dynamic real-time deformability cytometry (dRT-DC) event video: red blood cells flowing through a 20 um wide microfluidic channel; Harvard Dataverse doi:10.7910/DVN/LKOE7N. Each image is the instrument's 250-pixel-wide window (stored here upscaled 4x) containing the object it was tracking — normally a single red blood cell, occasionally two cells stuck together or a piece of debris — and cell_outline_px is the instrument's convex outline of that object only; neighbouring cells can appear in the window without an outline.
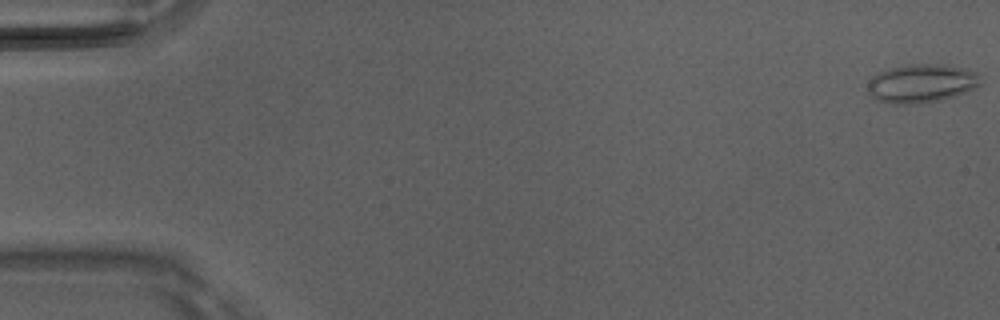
{"species": "Egyptian fruit bat (a non-hibernating species)", "species_latin": "Rousettus aegyptiacus", "temperature_condition": "room temperature", "stored_images_in_passage": 5, "camera_frame_rate_fps": 3000, "um_per_image_px": 0.085, "animal": {"sex": "male"}, "frame": {"image": 1, "passage_image": 1, "time_ms": 0.0, "image_size_px": [1000, 320], "cell_outline_px": [[980, 84], [964, 92], [940, 100], [920, 104], [892, 104], [876, 100], [868, 92], [868, 84], [880, 72], [892, 68], [908, 64], [948, 64], [964, 68], [976, 72], [980, 76]], "centroid_in_image_um": [78.34, 7.09], "position_along_channel_um": 6.7, "area_um2": 25.14}}